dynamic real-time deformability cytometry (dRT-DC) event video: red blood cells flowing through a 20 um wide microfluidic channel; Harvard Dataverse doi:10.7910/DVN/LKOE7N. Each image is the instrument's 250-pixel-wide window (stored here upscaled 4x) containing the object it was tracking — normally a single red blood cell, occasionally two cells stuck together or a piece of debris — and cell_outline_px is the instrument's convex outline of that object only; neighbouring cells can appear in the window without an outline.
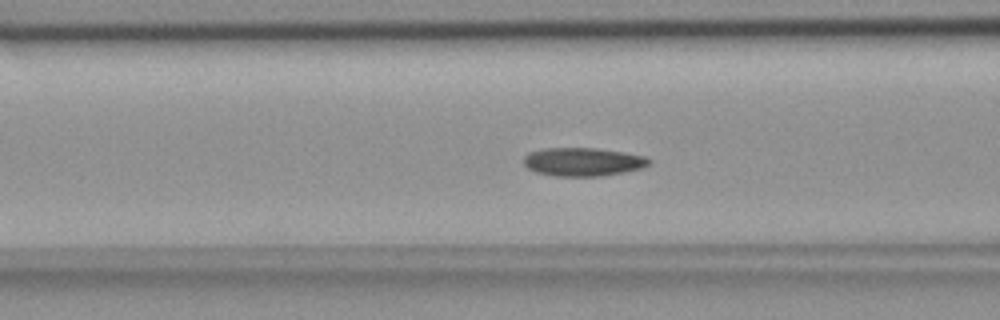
{"species": "common noctule bat (a hibernating species)", "species_latin": "Nyctalus noctula", "temperature_condition": "room temperature", "stored_images_in_passage": 55, "camera_frame_rate_fps": 3000, "um_per_image_px": 0.085, "animal": {"sex": "female", "body_mass_g": 18.4}, "frame": {"image": 1, "passage_image": 22, "time_ms": 7.0, "image_size_px": [1000, 320], "cell_outline_px": [[652, 160], [648, 164], [640, 168], [624, 172], [600, 176], [552, 176], [536, 172], [528, 168], [524, 164], [524, 156], [528, 152], [544, 148], [596, 148], [624, 152], [644, 156]], "centroid_in_image_um": [49.52, 13.75], "position_along_channel_um": 117.1, "area_um2": 20.75}}
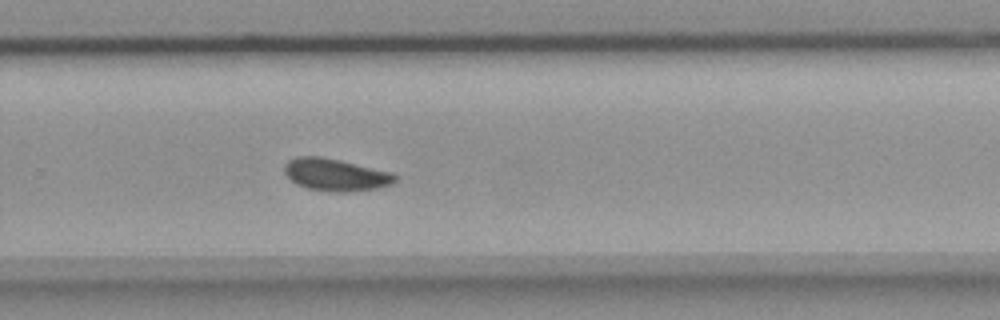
{"frame": {"image": 2, "passage_image": 37, "time_ms": 12.0, "image_size_px": [1000, 320], "cell_outline_px": [[396, 180], [392, 184], [380, 188], [348, 192], [332, 192], [308, 188], [296, 184], [284, 172], [284, 164], [288, 160], [296, 156], [320, 156], [340, 160], [392, 172], [396, 176]], "centroid_in_image_um": [28.53, 14.85], "position_along_channel_um": 301.3, "area_um2": 20.92}}
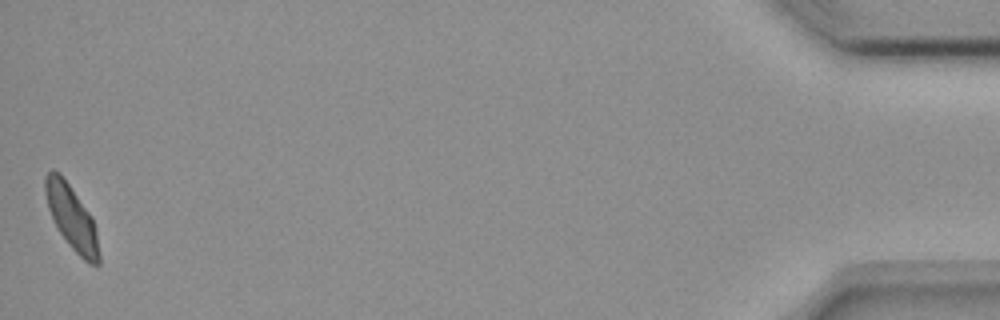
{"frame": {"image": 3, "passage_image": 55, "time_ms": 18.0, "image_size_px": [1000, 320], "cell_outline_px": [[100, 264], [88, 264], [68, 244], [56, 228], [48, 208], [44, 192], [44, 176], [52, 168], [60, 172], [92, 216], [96, 232], [100, 256]], "centroid_in_image_um": [6.07, 18.46], "position_along_channel_um": 429.1, "area_um2": 20.29}, "authors_computed_cell_mechanics": {"area_um2": 20.0566, "velocity_mm_per_s": 3.7004, "shape_relaxation_time_tau1_ms": 2.5323, "shape_relaxation_time_tau2_ms": 2.3766, "deformation_change_tau1": 0.1027, "deformation_change_tau2": 0.0687}}